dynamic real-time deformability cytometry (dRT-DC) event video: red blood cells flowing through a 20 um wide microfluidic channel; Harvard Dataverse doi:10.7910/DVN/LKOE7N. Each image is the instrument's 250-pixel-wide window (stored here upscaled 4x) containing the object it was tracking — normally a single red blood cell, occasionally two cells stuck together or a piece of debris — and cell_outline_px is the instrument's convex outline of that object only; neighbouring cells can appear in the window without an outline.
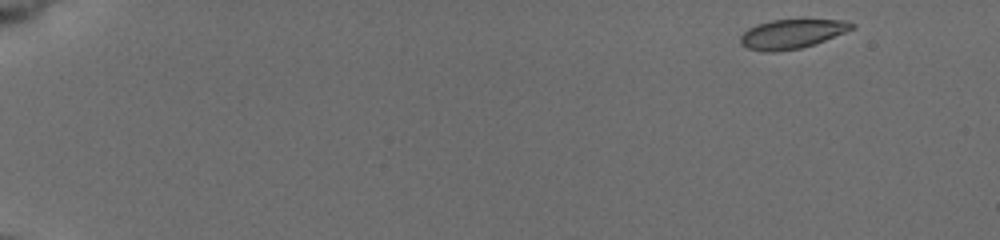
{"species": "common noctule bat (a hibernating species)", "species_latin": "Nyctalus noctula", "temperature_condition": "cold", "stored_images_in_passage": 51, "camera_frame_rate_fps": 3000, "um_per_image_px": 0.085, "animal": {"sex": "female", "body_mass_g": 19.5, "forearm_length_mm": 54.1}, "frame": {"image": 1, "passage_image": 1, "time_ms": 0.0, "image_size_px": [1000, 240], "cell_outline_px": [[856, 28], [824, 40], [800, 48], [776, 52], [764, 52], [748, 48], [740, 44], [740, 36], [748, 28], [756, 24], [772, 20], [848, 20], [856, 24]], "centroid_in_image_um": [67.3, 2.88], "position_along_channel_um": 17.7, "area_um2": 18.96}}
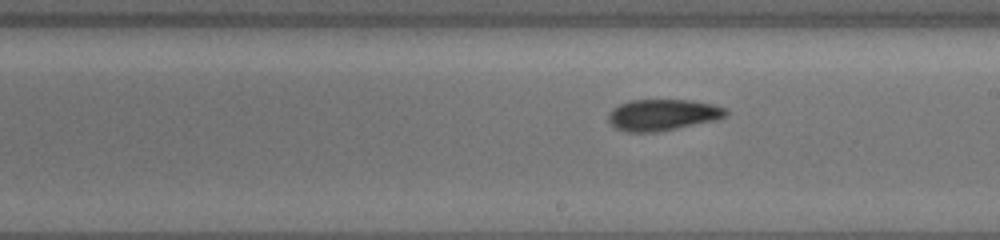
{"frame": {"image": 2, "passage_image": 30, "time_ms": 9.667, "image_size_px": [1000, 240], "cell_outline_px": [[728, 112], [724, 116], [716, 120], [652, 132], [628, 132], [616, 128], [608, 120], [608, 112], [612, 108], [620, 104], [632, 100], [692, 100], [712, 104], [728, 108]], "centroid_in_image_um": [56.31, 9.74], "position_along_channel_um": 232.7, "area_um2": 21.21}}
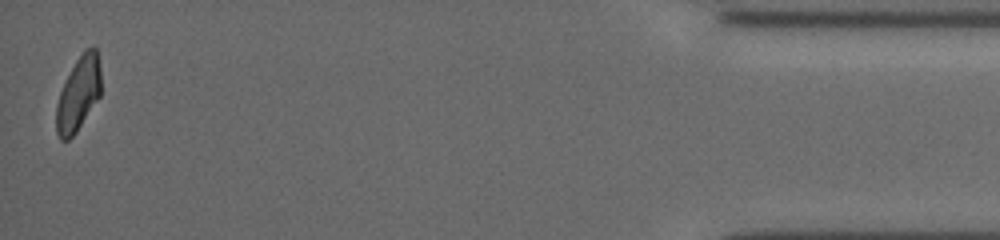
{"frame": {"image": 3, "passage_image": 51, "time_ms": 16.667, "image_size_px": [1000, 240], "cell_outline_px": [[100, 96], [76, 132], [68, 140], [60, 140], [56, 132], [56, 104], [60, 92], [76, 60], [84, 48], [96, 48], [100, 68]], "centroid_in_image_um": [6.66, 7.99], "position_along_channel_um": 428.5, "area_um2": 19.07}, "authors_computed_cell_mechanics": {"area_um2": 20.1144, "velocity_mm_per_s": 3.826, "shape_relaxation_time_tau1_ms": 4.642, "shape_relaxation_time_tau2_ms": 3.6296, "deformation_change_tau1": 0.1178, "deformation_change_tau2": 0.079}}